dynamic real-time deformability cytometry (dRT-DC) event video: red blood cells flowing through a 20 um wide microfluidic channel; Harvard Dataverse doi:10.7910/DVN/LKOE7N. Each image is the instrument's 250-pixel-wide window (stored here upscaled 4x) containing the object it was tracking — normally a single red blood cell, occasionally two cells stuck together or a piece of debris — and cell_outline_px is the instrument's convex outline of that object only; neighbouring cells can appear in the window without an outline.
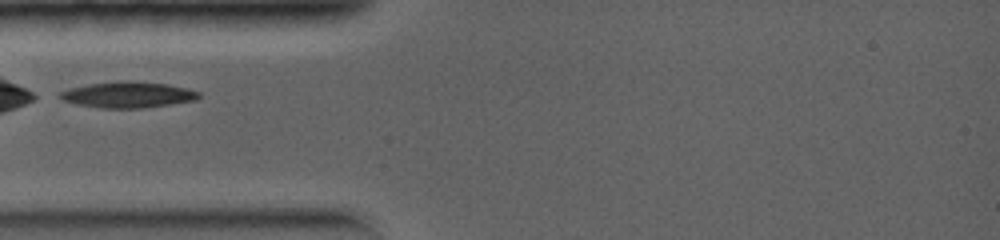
{"species": "common noctule bat (a hibernating species)", "species_latin": "Nyctalus noctula", "temperature_condition": "warm", "stored_images_in_passage": 5, "camera_frame_rate_fps": 5000, "um_per_image_px": 0.085, "animal": {"sex": "female", "body_mass_g": 19.0, "forearm_length_mm": 56.7}, "frame": {"image": 1, "passage_image": 1, "time_ms": 0.0, "image_size_px": [1000, 240], "cell_outline_px": [[200, 96], [196, 100], [144, 108], [100, 108], [76, 104], [64, 100], [60, 96], [60, 92], [72, 88], [92, 84], [124, 80], [128, 80], [168, 84], [188, 88], [200, 92]], "centroid_in_image_um": [10.94, 8.05], "position_along_channel_um": 74.1, "area_um2": 20.87}}